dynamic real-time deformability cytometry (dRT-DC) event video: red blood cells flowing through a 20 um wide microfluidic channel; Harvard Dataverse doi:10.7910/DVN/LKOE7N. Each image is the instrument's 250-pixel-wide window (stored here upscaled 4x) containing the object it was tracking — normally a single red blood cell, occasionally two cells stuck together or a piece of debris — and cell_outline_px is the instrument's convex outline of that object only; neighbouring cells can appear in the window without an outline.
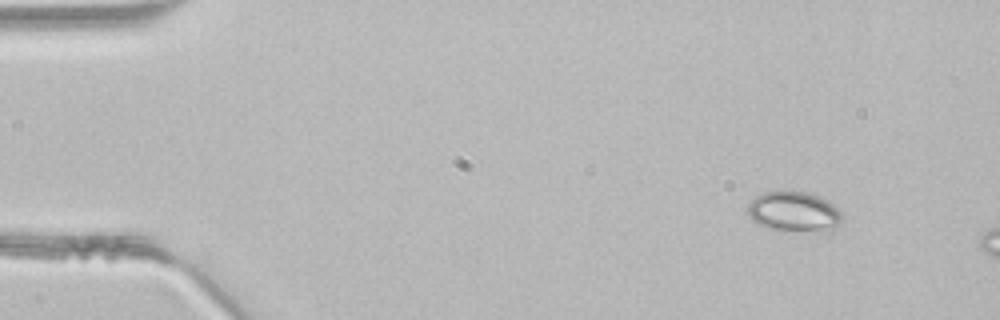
{"species": "common noctule bat (a hibernating species)", "species_latin": "Nyctalus noctula", "temperature_condition": "room temperature", "stored_images_in_passage": 44, "camera_frame_rate_fps": 3000, "um_per_image_px": 0.085, "animal": {"sex": "male", "body_mass_g": 21.5, "forearm_length_mm": 52.0}, "frame": {"image": 1, "passage_image": 1, "time_ms": 0.0, "image_size_px": [1000, 320], "cell_outline_px": [[840, 220], [828, 232], [820, 232], [764, 228], [756, 224], [748, 216], [748, 204], [756, 196], [764, 192], [804, 192], [816, 196], [832, 204], [840, 212]], "centroid_in_image_um": [67.42, 18.02], "position_along_channel_um": 17.6, "area_um2": 21.62}}
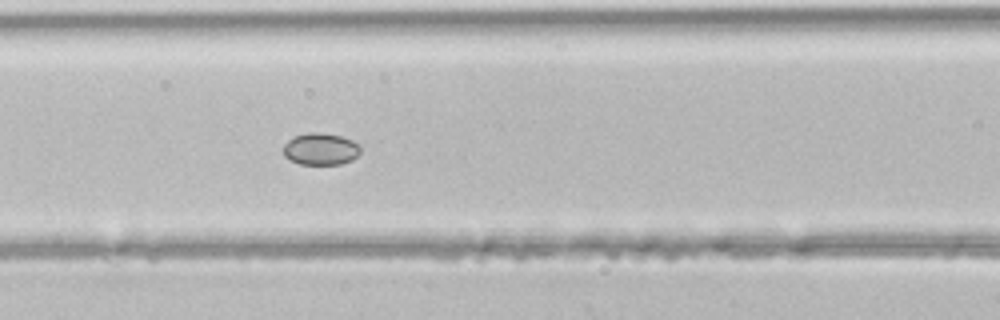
{"frame": {"image": 2, "passage_image": 16, "time_ms": 5.0, "image_size_px": [1000, 320], "cell_outline_px": [[360, 152], [352, 160], [340, 164], [300, 164], [284, 156], [284, 144], [292, 136], [308, 132], [320, 132], [340, 136], [352, 140], [360, 144]], "centroid_in_image_um": [27.25, 12.65], "position_along_channel_um": 139.3, "area_um2": 14.39}}
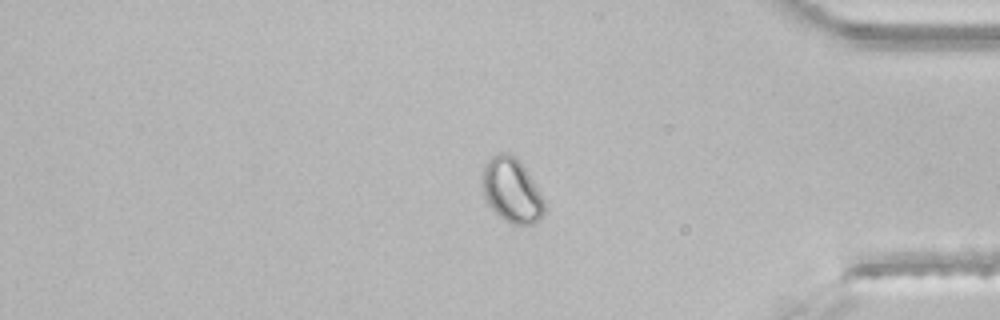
{"frame": {"image": 3, "passage_image": 35, "time_ms": 11.333, "image_size_px": [1000, 320], "cell_outline_px": [[544, 212], [540, 220], [532, 224], [512, 224], [504, 220], [488, 204], [484, 196], [480, 180], [480, 176], [488, 160], [496, 152], [508, 152], [524, 168], [544, 200]], "centroid_in_image_um": [43.45, 16.19], "position_along_channel_um": 391.8, "area_um2": 23.0}}